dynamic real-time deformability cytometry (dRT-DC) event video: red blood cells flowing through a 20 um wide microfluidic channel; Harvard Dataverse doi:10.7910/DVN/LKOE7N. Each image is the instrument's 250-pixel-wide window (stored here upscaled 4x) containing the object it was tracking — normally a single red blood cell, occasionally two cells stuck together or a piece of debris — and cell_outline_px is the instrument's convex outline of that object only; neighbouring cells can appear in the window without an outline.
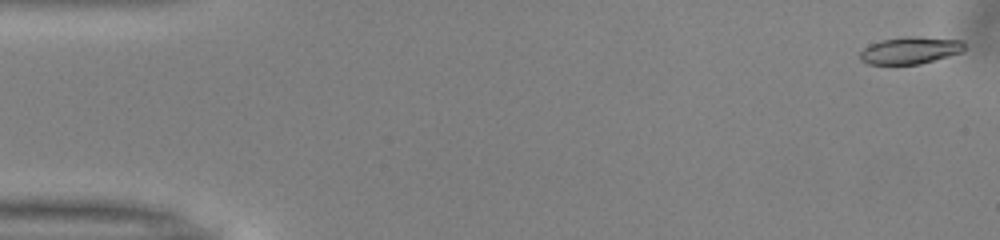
{"species": "common noctule bat (a hibernating species)", "species_latin": "Nyctalus noctula", "temperature_condition": "warm", "stored_images_in_passage": 41, "camera_frame_rate_fps": 3000, "um_per_image_px": 0.085, "animal": {"sex": "male", "body_mass_g": 13.0, "forearm_length_mm": 53.1}, "frame": {"image": 1, "passage_image": 1, "time_ms": 0.0, "image_size_px": [1000, 240], "cell_outline_px": [[968, 48], [964, 52], [920, 64], [868, 64], [860, 60], [860, 52], [868, 44], [880, 40], [904, 36], [912, 36], [964, 40], [968, 44]], "centroid_in_image_um": [77.43, 4.27], "position_along_channel_um": 7.6, "area_um2": 16.94}}
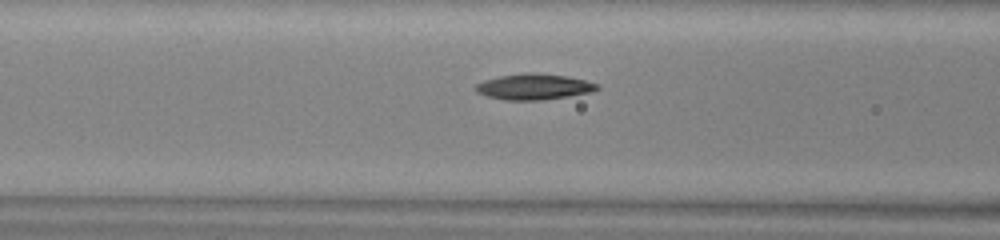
{"frame": {"image": 2, "passage_image": 20, "time_ms": 6.333, "image_size_px": [1000, 240], "cell_outline_px": [[600, 88], [588, 92], [568, 96], [540, 100], [504, 100], [488, 96], [476, 92], [476, 84], [484, 80], [500, 76], [524, 72], [532, 72], [568, 76], [600, 84]], "centroid_in_image_um": [45.38, 7.36], "position_along_channel_um": 121.2, "area_um2": 18.21}}
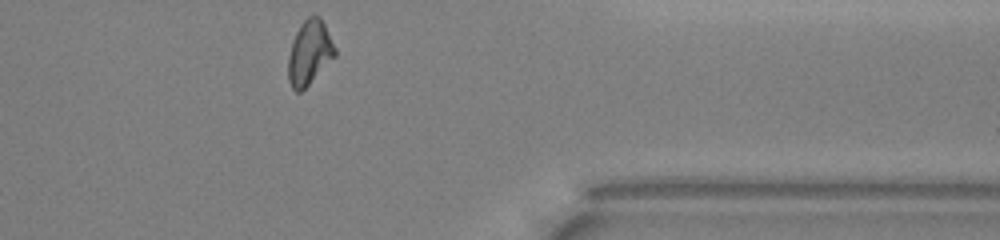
{"frame": {"image": 3, "passage_image": 41, "time_ms": 13.333, "image_size_px": [1000, 240], "cell_outline_px": [[336, 56], [300, 92], [296, 92], [292, 88], [288, 80], [288, 56], [292, 40], [300, 24], [308, 16], [320, 16], [336, 48]], "centroid_in_image_um": [26.29, 4.46], "position_along_channel_um": 385.1, "area_um2": 17.46}, "authors_computed_cell_mechanics": {"area_um2": 17.4556, "velocity_mm_per_s": 4.02, "shape_relaxation_time_tau1_ms": 4.3251, "shape_relaxation_time_tau2_ms": 6.0709, "deformation_change_tau1": 0.1647, "deformation_change_tau2": 0.1257}}